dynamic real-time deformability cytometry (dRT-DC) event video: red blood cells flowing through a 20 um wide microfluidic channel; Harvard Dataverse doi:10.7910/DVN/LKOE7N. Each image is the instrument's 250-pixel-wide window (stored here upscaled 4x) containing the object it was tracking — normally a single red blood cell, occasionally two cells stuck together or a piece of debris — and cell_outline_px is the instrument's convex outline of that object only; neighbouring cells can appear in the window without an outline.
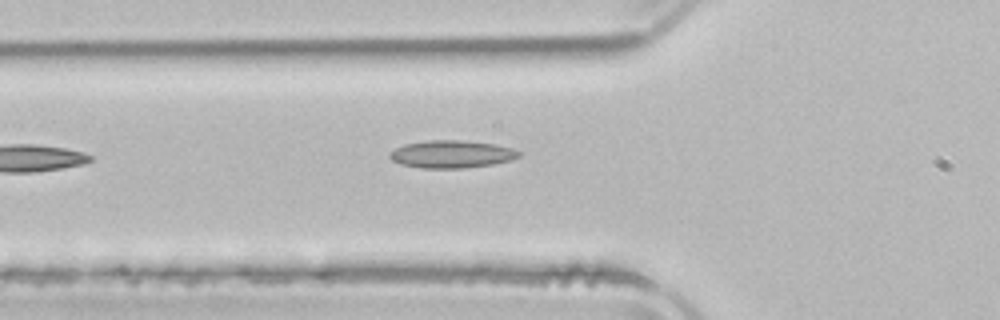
{"species": "common noctule bat (a hibernating species)", "species_latin": "Nyctalus noctula", "temperature_condition": "room temperature", "stored_images_in_passage": 4, "camera_frame_rate_fps": 3000, "um_per_image_px": 0.085, "animal": {"sex": "male", "body_mass_g": 21.5, "forearm_length_mm": 52.0}, "frame": {"image": 1, "passage_image": 4, "time_ms": 4.333, "image_size_px": [1000, 320], "cell_outline_px": [[520, 156], [512, 160], [492, 164], [464, 168], [420, 168], [400, 164], [392, 160], [388, 156], [388, 152], [404, 144], [428, 140], [464, 140], [496, 144], [512, 148], [520, 152]], "centroid_in_image_um": [38.37, 13.1], "position_along_channel_um": 87.4, "area_um2": 20.92}}